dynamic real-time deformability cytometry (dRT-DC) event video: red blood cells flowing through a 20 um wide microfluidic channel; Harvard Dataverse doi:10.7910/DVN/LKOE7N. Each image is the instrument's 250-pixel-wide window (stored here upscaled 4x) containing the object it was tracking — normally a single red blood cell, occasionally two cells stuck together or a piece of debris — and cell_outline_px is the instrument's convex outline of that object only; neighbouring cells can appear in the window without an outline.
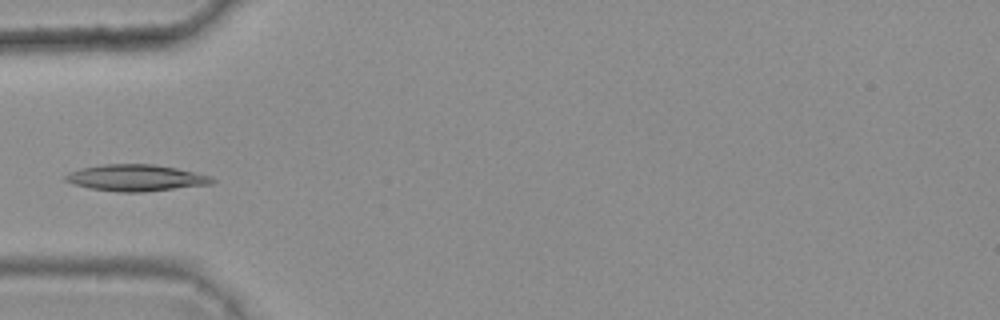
{"species": "common noctule bat (a hibernating species)", "species_latin": "Nyctalus noctula", "temperature_condition": "warm", "stored_images_in_passage": 5, "camera_frame_rate_fps": 3000, "um_per_image_px": 0.085, "animal": {"sex": "female", "body_mass_g": 25.1}, "frame": {"image": 1, "passage_image": 5, "time_ms": 1.333, "image_size_px": [1000, 320], "cell_outline_px": [[216, 180], [212, 184], [144, 192], [120, 192], [88, 188], [72, 184], [64, 180], [64, 176], [68, 172], [80, 168], [104, 164], [152, 164], [176, 168], [212, 176]], "centroid_in_image_um": [11.53, 15.12], "position_along_channel_um": 73.5, "area_um2": 22.77}}